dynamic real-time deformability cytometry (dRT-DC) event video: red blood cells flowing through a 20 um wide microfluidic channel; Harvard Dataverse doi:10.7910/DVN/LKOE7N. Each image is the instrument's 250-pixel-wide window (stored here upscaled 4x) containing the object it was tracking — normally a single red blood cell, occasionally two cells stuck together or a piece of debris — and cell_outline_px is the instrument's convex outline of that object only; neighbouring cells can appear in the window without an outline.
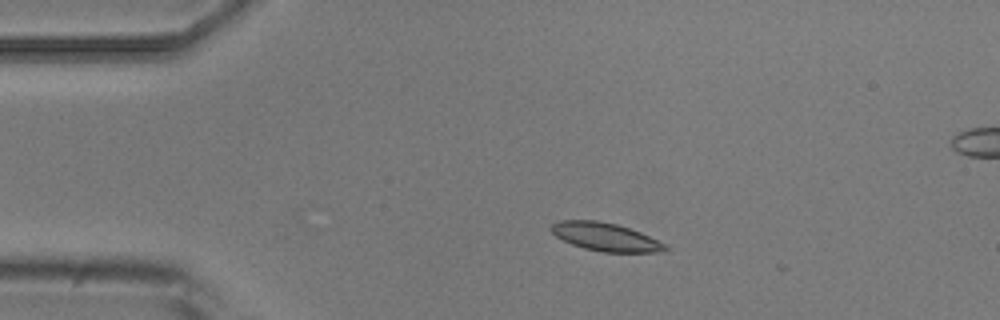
{"species": "common noctule bat (a hibernating species)", "species_latin": "Nyctalus noctula", "temperature_condition": "room temperature", "stored_images_in_passage": 4, "camera_frame_rate_fps": 3000, "um_per_image_px": 0.085, "animal": {"sex": "male", "body_mass_g": 20.5, "forearm_length_mm": 52.5}, "frame": {"image": 1, "passage_image": 3, "time_ms": 2.333, "image_size_px": [1000, 320], "cell_outline_px": [[668, 248], [664, 252], [604, 252], [584, 248], [572, 244], [556, 236], [548, 228], [552, 224], [560, 220], [596, 220], [616, 224], [640, 232], [668, 244]], "centroid_in_image_um": [51.49, 20.13], "position_along_channel_um": 33.5, "area_um2": 18.73}}